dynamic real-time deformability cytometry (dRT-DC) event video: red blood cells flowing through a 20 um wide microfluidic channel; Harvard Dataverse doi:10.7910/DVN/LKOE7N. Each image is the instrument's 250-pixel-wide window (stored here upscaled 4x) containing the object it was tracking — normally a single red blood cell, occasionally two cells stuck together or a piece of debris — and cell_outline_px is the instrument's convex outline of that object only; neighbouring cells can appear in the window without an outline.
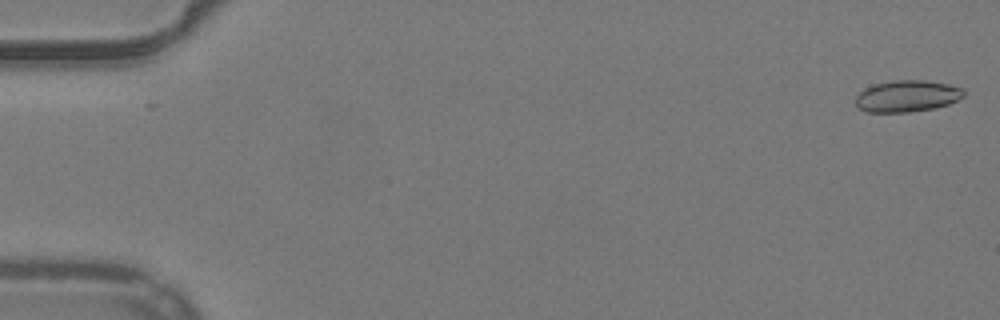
{"species": "common noctule bat (a hibernating species)", "species_latin": "Nyctalus noctula", "temperature_condition": "warm", "stored_images_in_passage": 53, "camera_frame_rate_fps": 3000, "um_per_image_px": 0.085, "animal": {"sex": "male", "body_mass_g": 19.2, "forearm_length_mm": 51.8}, "frame": {"image": 1, "passage_image": 1, "time_ms": 0.0, "image_size_px": [1000, 320], "cell_outline_px": [[964, 96], [948, 104], [936, 108], [908, 112], [864, 112], [856, 104], [856, 96], [864, 88], [872, 84], [892, 80], [924, 80], [948, 84], [964, 88]], "centroid_in_image_um": [77.09, 8.16], "position_along_channel_um": 7.9, "area_um2": 20.06}}
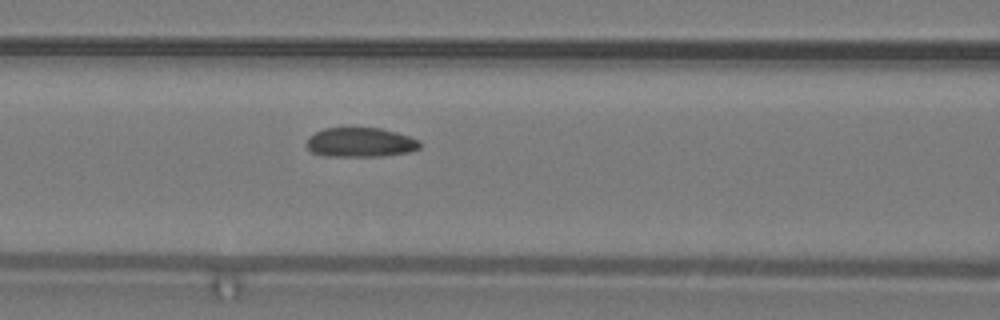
{"frame": {"image": 2, "passage_image": 23, "time_ms": 7.333, "image_size_px": [1000, 320], "cell_outline_px": [[420, 148], [408, 152], [384, 156], [320, 156], [312, 152], [308, 148], [308, 136], [324, 128], [380, 128], [396, 132], [420, 140]], "centroid_in_image_um": [30.63, 12.11], "position_along_channel_um": 136.0, "area_um2": 19.42}}
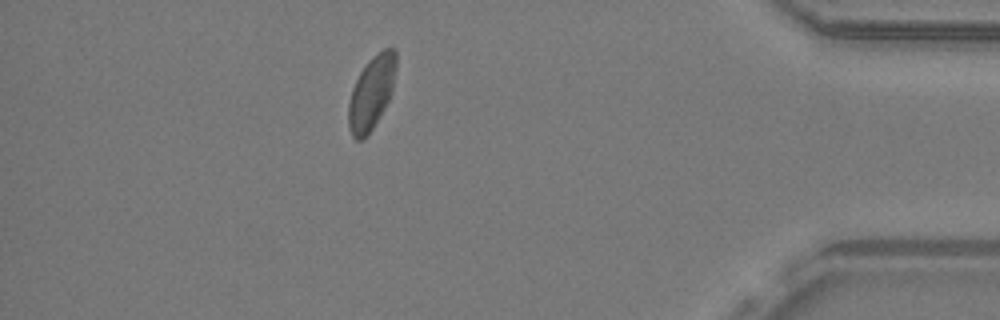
{"frame": {"image": 3, "passage_image": 47, "time_ms": 15.333, "image_size_px": [1000, 320], "cell_outline_px": [[396, 68], [392, 92], [384, 108], [372, 128], [364, 140], [356, 140], [352, 136], [348, 128], [348, 104], [352, 88], [360, 72], [368, 60], [376, 52], [384, 48], [392, 48], [396, 52]], "centroid_in_image_um": [31.56, 7.87], "position_along_channel_um": 403.6, "area_um2": 20.4}, "authors_computed_cell_mechanics": {"area_um2": 20.1722, "velocity_mm_per_s": 3.9067, "shape_relaxation_time_tau1_ms": 7.0439, "shape_relaxation_time_tau2_ms": null, "deformation_change_tau1": 0.1441, "deformation_change_tau2": null}}